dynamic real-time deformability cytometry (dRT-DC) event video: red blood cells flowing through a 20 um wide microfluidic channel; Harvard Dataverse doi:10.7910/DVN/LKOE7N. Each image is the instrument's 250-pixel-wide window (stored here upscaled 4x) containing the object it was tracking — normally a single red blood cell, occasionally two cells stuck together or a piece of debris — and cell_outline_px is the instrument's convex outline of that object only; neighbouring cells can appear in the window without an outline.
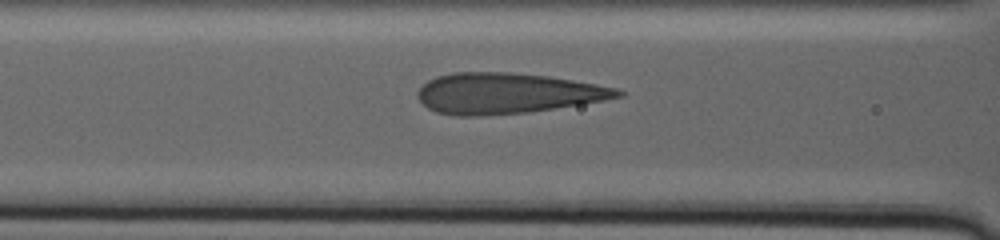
{"species": "human", "species_latin": "Homo sapiens", "temperature_condition": "warm", "stored_images_in_passage": 53, "camera_frame_rate_fps": 3000, "um_per_image_px": 0.085, "donor": {"sex": "male"}, "frame": {"image": 1, "passage_image": 25, "time_ms": 11.667, "image_size_px": [1000, 240], "cell_outline_px": [[624, 96], [604, 100], [580, 104], [528, 112], [480, 116], [452, 116], [436, 112], [428, 108], [416, 96], [416, 92], [428, 80], [436, 76], [452, 72], [512, 72], [548, 76], [596, 84], [616, 88], [624, 92]], "centroid_in_image_um": [43.06, 7.93], "position_along_channel_um": 123.5, "area_um2": 47.45}}
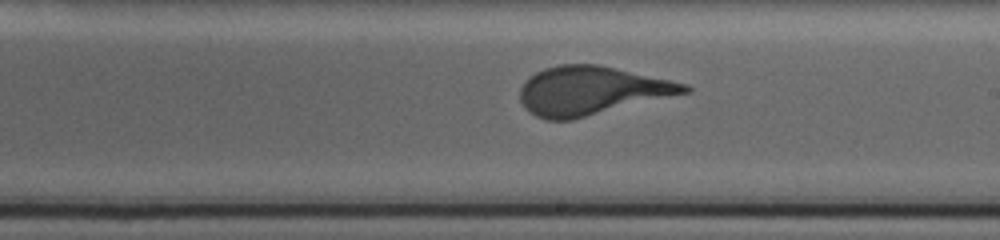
{"frame": {"image": 2, "passage_image": 38, "time_ms": 17.0, "image_size_px": [1000, 240], "cell_outline_px": [[692, 92], [572, 120], [544, 120], [528, 112], [524, 108], [520, 100], [520, 88], [524, 80], [528, 76], [544, 68], [560, 64], [600, 64], [688, 84], [692, 88]], "centroid_in_image_um": [50.26, 7.71], "position_along_channel_um": 238.7, "area_um2": 47.11}}
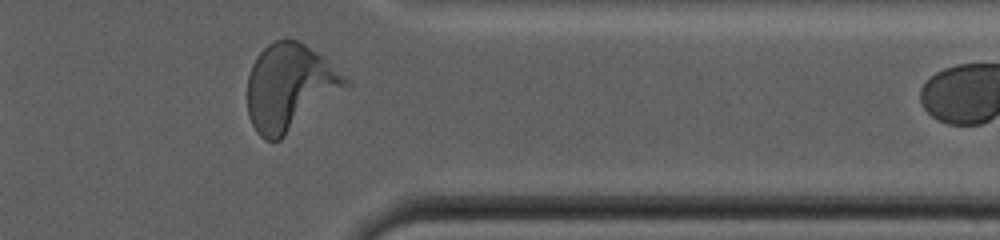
{"frame": {"image": 3, "passage_image": 51, "time_ms": 24.0, "image_size_px": [1000, 240], "cell_outline_px": [[352, 84], [280, 140], [264, 140], [256, 132], [248, 116], [248, 76], [252, 64], [256, 56], [268, 44], [276, 40], [296, 40], [304, 44], [324, 56], [348, 76]], "centroid_in_image_um": [24.65, 7.41], "position_along_channel_um": 386.7, "area_um2": 49.77}}